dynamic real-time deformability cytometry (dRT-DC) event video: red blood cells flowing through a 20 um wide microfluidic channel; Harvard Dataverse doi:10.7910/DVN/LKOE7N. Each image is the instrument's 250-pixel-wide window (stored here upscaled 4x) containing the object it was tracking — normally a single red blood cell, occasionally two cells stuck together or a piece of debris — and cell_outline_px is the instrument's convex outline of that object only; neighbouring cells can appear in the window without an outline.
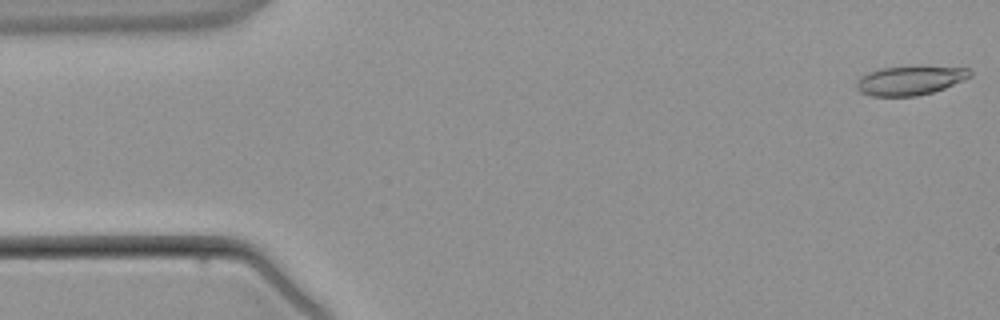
{"species": "common noctule bat (a hibernating species)", "species_latin": "Nyctalus noctula", "temperature_condition": "warm", "stored_images_in_passage": 4, "camera_frame_rate_fps": 3000, "um_per_image_px": 0.085, "animal": {"sex": "male", "body_mass_g": 21.5, "forearm_length_mm": 52.0}, "frame": {"image": 1, "passage_image": 1, "time_ms": 0.0, "image_size_px": [1000, 320], "cell_outline_px": [[972, 76], [964, 80], [944, 88], [932, 92], [916, 96], [872, 96], [860, 92], [856, 88], [856, 80], [860, 76], [868, 72], [880, 68], [916, 64], [920, 64], [968, 68], [972, 72]], "centroid_in_image_um": [77.36, 6.79], "position_along_channel_um": 7.6, "area_um2": 20.06}}